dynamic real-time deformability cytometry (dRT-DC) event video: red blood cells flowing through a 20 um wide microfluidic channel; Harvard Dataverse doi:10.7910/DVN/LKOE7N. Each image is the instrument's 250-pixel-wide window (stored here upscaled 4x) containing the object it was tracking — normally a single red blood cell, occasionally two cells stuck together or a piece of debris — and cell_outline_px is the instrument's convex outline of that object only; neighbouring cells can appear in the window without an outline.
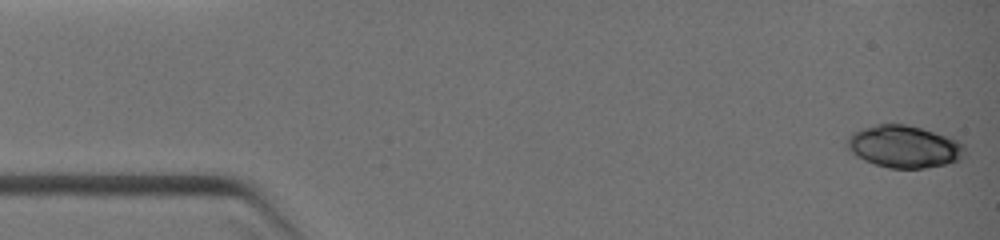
{"species": "common noctule bat (a hibernating species)", "species_latin": "Nyctalus noctula", "temperature_condition": "warm", "stored_images_in_passage": 9, "camera_frame_rate_fps": 3000, "um_per_image_px": 0.085, "animal": {"sex": "female", "body_mass_g": 19.0, "forearm_length_mm": 51.5}, "frame": {"image": 1, "passage_image": 1, "time_ms": 0.0, "image_size_px": [1000, 240], "cell_outline_px": [[964, 156], [960, 160], [944, 164], [924, 168], [888, 168], [864, 160], [856, 156], [844, 144], [848, 136], [864, 128], [876, 124], [904, 124], [920, 128], [956, 140], [964, 144]], "centroid_in_image_um": [76.82, 12.47], "position_along_channel_um": 8.2, "area_um2": 28.61}}